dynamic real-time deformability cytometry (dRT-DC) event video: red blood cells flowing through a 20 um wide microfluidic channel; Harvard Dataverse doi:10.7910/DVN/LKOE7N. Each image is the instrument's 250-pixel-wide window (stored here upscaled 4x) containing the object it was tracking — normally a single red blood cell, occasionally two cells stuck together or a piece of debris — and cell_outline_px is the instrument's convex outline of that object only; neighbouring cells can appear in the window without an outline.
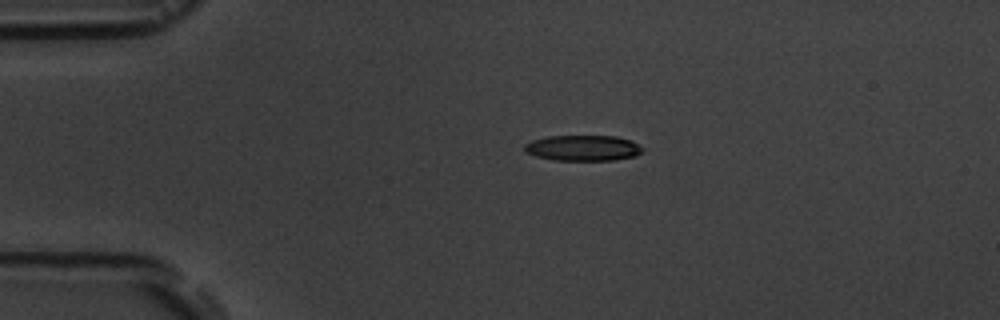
{"species": "common noctule bat (a hibernating species)", "species_latin": "Nyctalus noctula", "temperature_condition": "room temperature", "stored_images_in_passage": 14, "camera_frame_rate_fps": 3000, "um_per_image_px": 0.085, "animal": {"sex": "male", "body_mass_g": 19.5, "forearm_length_mm": 54.6}, "frame": {"image": 1, "passage_image": 3, "time_ms": 2.667, "image_size_px": [1000, 320], "cell_outline_px": [[644, 148], [636, 156], [612, 160], [552, 160], [536, 156], [528, 152], [524, 148], [524, 144], [532, 140], [548, 136], [616, 136], [628, 140]], "centroid_in_image_um": [49.53, 12.58], "position_along_channel_um": 35.5, "area_um2": 17.46}}
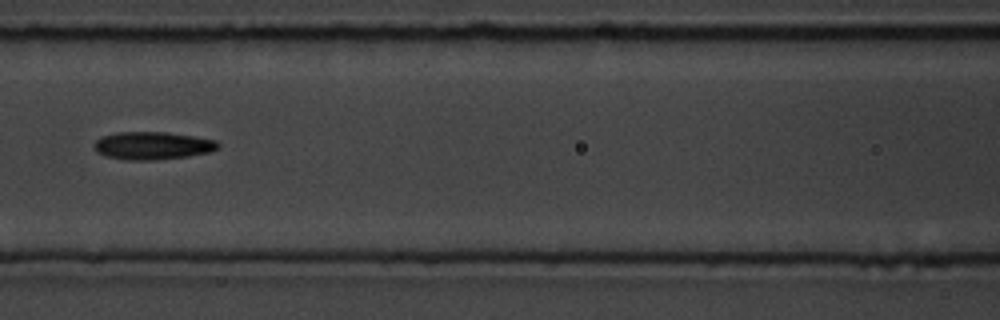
{"frame": {"image": 2, "passage_image": 6, "time_ms": 7.0, "image_size_px": [1000, 320], "cell_outline_px": [[220, 148], [212, 152], [188, 156], [156, 160], [128, 160], [104, 156], [96, 152], [92, 144], [100, 136], [116, 132], [168, 132], [216, 140], [220, 144]], "centroid_in_image_um": [12.95, 12.38], "position_along_channel_um": 153.7, "area_um2": 20.4}}
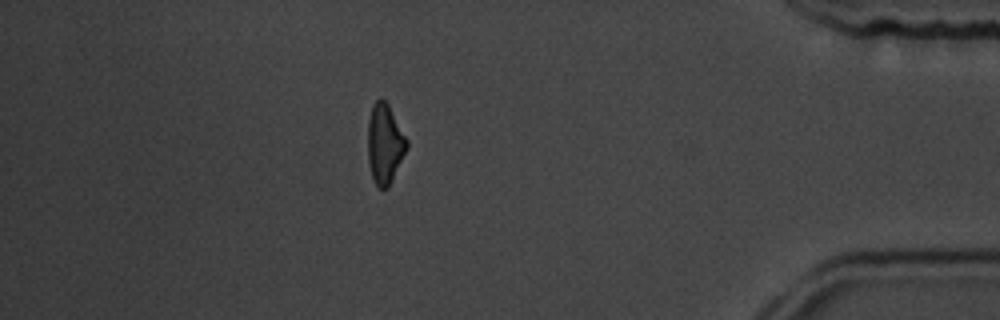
{"frame": {"image": 3, "passage_image": 13, "time_ms": 15.0, "image_size_px": [1000, 320], "cell_outline_px": [[408, 148], [388, 188], [380, 188], [376, 184], [372, 176], [368, 164], [368, 120], [372, 104], [380, 96], [388, 104], [408, 140]], "centroid_in_image_um": [32.7, 12.2], "position_along_channel_um": 402.5, "area_um2": 18.21}, "authors_computed_cell_mechanics": {"area_um2": 18.8428, "velocity_mm_per_s": 3.6519, "shape_relaxation_time_tau1_ms": 4.7143, "shape_relaxation_time_tau2_ms": 6.9277, "deformation_change_tau1": 0.1338, "deformation_change_tau2": 0.1825}}